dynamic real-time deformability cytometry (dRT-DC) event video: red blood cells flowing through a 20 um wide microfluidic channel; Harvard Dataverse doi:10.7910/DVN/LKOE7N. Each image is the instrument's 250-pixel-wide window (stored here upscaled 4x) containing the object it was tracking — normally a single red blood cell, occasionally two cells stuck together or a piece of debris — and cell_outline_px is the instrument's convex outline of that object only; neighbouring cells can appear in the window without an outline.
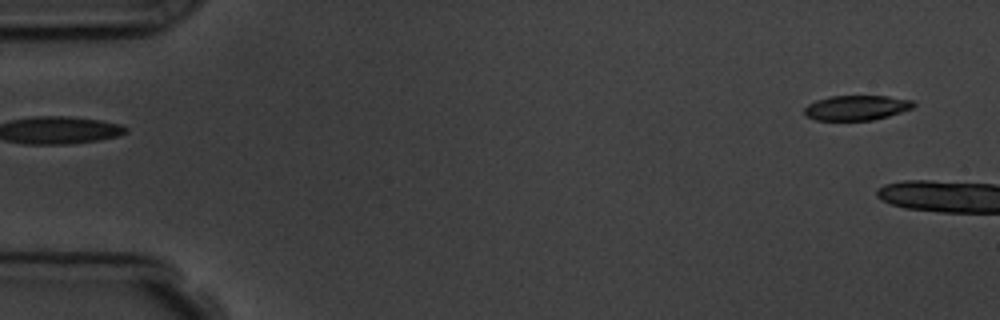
{"species": "common noctule bat (a hibernating species)", "species_latin": "Nyctalus noctula", "temperature_condition": "room temperature", "stored_images_in_passage": 5, "segment_of_instrument_passage": [2, 2], "camera_frame_rate_fps": 3000, "um_per_image_px": 0.085, "animal": {"sex": "male", "body_mass_g": 19.5, "forearm_length_mm": 54.6}, "frame": {"image": 1, "passage_image": 5, "time_ms": 5.333, "image_size_px": [1000, 320], "cell_outline_px": [[916, 104], [912, 108], [888, 116], [872, 120], [816, 120], [804, 116], [804, 108], [808, 104], [816, 100], [832, 96], [888, 96], [912, 100]], "centroid_in_image_um": [72.78, 9.16], "position_along_channel_um": 12.2, "area_um2": 15.84}}